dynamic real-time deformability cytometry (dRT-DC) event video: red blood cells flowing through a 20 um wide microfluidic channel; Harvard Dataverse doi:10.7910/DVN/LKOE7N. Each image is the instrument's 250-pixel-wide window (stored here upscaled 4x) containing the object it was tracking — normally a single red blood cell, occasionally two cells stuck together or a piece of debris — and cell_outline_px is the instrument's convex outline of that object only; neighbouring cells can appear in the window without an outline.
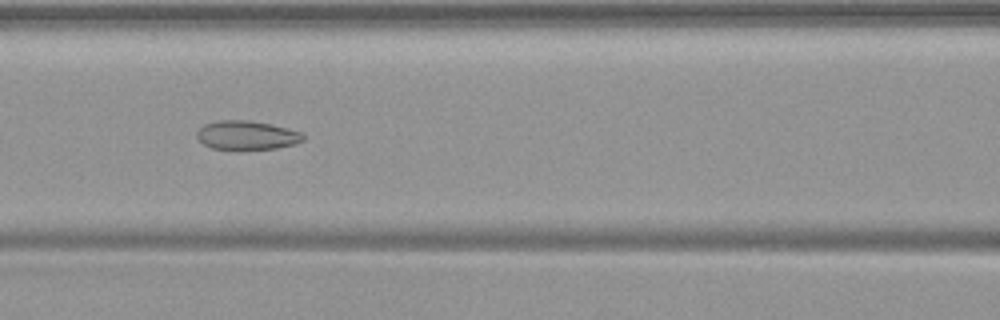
{"species": "common noctule bat (a hibernating species)", "species_latin": "Nyctalus noctula", "temperature_condition": "warm", "stored_images_in_passage": 51, "camera_frame_rate_fps": 3000, "um_per_image_px": 0.085, "animal": {"sex": "female", "body_mass_g": 19.9}, "frame": {"image": 1, "passage_image": 23, "time_ms": 7.333, "image_size_px": [1000, 320], "cell_outline_px": [[304, 140], [296, 144], [276, 148], [212, 148], [204, 144], [196, 136], [196, 132], [204, 124], [216, 120], [248, 120], [272, 124], [304, 132]], "centroid_in_image_um": [21.01, 11.46], "position_along_channel_um": 145.6, "area_um2": 17.8}}
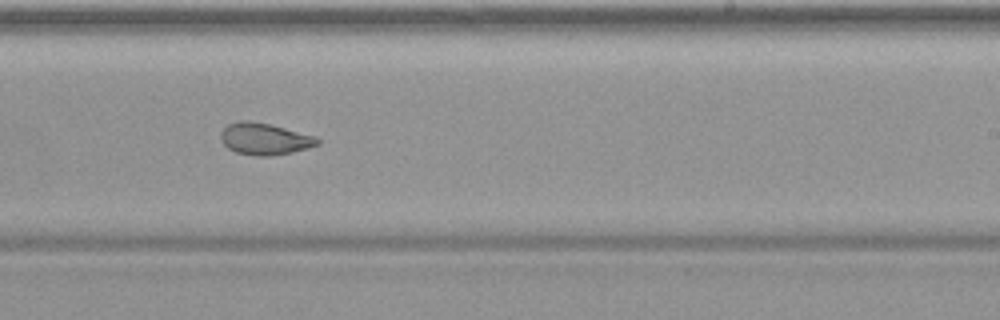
{"frame": {"image": 2, "passage_image": 32, "time_ms": 10.333, "image_size_px": [1000, 320], "cell_outline_px": [[320, 144], [308, 148], [292, 152], [272, 156], [256, 156], [236, 152], [228, 148], [220, 140], [220, 132], [228, 124], [240, 120], [248, 120], [268, 124], [316, 136], [320, 140]], "centroid_in_image_um": [22.48, 11.81], "position_along_channel_um": 266.5, "area_um2": 17.92}}
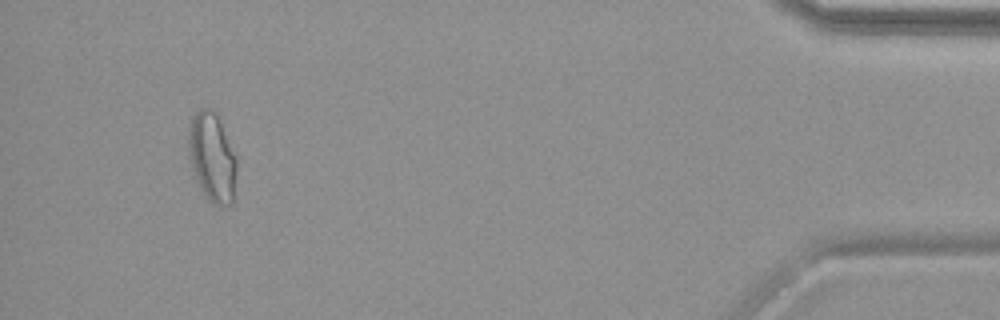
{"frame": {"image": 3, "passage_image": 48, "time_ms": 15.667, "image_size_px": [1000, 320], "cell_outline_px": [[236, 172], [232, 204], [212, 204], [204, 192], [200, 184], [188, 156], [188, 132], [192, 116], [200, 108], [212, 108], [220, 116], [236, 160]], "centroid_in_image_um": [18.03, 13.28], "position_along_channel_um": 417.2, "area_um2": 24.68}}